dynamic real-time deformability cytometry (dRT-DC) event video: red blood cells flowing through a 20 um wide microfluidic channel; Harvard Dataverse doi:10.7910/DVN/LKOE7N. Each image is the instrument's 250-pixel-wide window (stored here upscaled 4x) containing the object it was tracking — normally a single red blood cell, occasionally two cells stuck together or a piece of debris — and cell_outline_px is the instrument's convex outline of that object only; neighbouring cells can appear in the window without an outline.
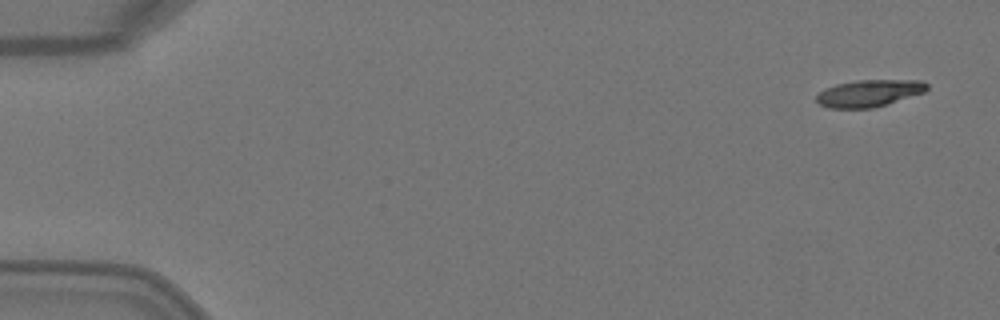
{"species": "Egyptian fruit bat (a non-hibernating species)", "species_latin": "Rousettus aegyptiacus", "temperature_condition": "warm", "stored_images_in_passage": 3, "camera_frame_rate_fps": 3000, "um_per_image_px": 0.085, "animal": {"sex": "female"}, "frame": {"image": 1, "passage_image": 1, "time_ms": 0.0, "image_size_px": [1000, 320], "cell_outline_px": [[928, 88], [924, 92], [872, 108], [828, 108], [820, 104], [816, 100], [816, 96], [824, 88], [836, 84], [856, 80], [920, 80], [928, 84]], "centroid_in_image_um": [73.84, 7.91], "position_along_channel_um": 11.2, "area_um2": 17.22}}
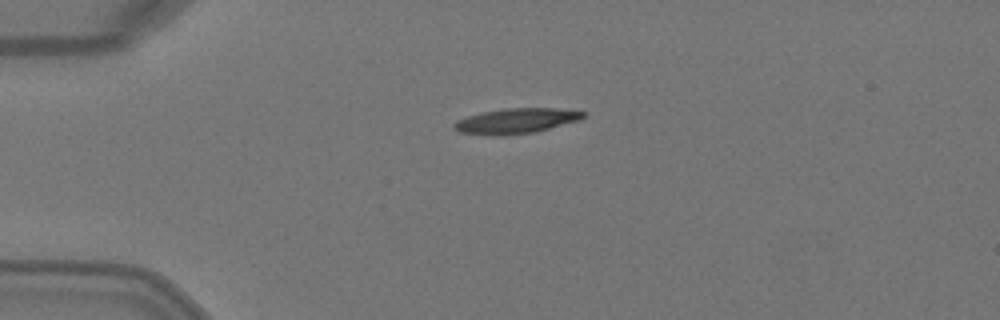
{"frame": {"image": 2, "passage_image": 2, "time_ms": 0.333, "image_size_px": [1000, 320], "cell_outline_px": [[584, 116], [580, 120], [536, 132], [504, 136], [488, 136], [460, 132], [452, 128], [452, 124], [456, 120], [480, 112], [504, 108], [556, 108], [584, 112]], "centroid_in_image_um": [43.8, 10.29], "position_along_channel_um": 41.2, "area_um2": 19.25}}